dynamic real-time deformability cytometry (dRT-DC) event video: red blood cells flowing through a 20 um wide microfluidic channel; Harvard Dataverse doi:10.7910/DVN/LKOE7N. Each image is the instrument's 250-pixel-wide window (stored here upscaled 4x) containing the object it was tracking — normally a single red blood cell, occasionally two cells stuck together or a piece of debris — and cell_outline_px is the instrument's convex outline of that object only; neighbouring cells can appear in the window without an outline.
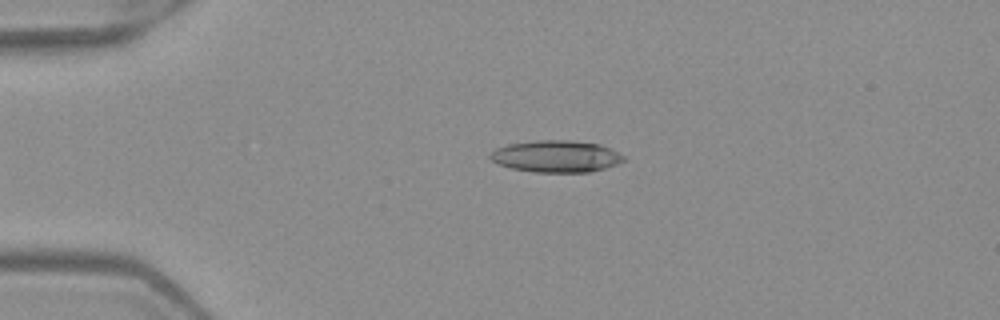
{"species": "Egyptian fruit bat (a non-hibernating species)", "species_latin": "Rousettus aegyptiacus", "temperature_condition": "warm", "stored_images_in_passage": 5, "camera_frame_rate_fps": 3000, "um_per_image_px": 0.085, "frame": {"image": 1, "passage_image": 4, "time_ms": 1.0, "image_size_px": [1000, 320], "cell_outline_px": [[624, 160], [616, 164], [604, 168], [588, 172], [536, 172], [512, 168], [496, 164], [488, 156], [496, 148], [508, 144], [536, 140], [568, 140], [600, 144], [624, 156]], "centroid_in_image_um": [47.23, 13.28], "position_along_channel_um": 37.8, "area_um2": 24.57}}